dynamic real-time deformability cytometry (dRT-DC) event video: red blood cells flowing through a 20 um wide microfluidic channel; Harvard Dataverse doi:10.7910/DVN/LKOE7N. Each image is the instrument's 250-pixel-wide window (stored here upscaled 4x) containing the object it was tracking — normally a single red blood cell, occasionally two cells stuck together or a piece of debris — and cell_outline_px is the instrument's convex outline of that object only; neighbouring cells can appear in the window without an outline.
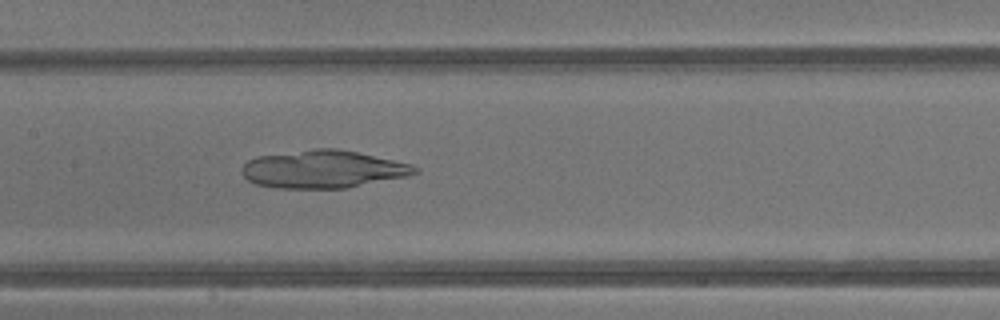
{"species": "common noctule bat (a hibernating species)", "species_latin": "Nyctalus noctula", "temperature_condition": "warm", "stored_images_in_passage": 40, "camera_frame_rate_fps": 3000, "um_per_image_px": 0.085, "animal": {"sex": "male", "body_mass_g": 13.3}, "frame": {"image": 1, "passage_image": 19, "time_ms": 6.0, "image_size_px": [1000, 320], "cell_outline_px": [[420, 172], [408, 176], [348, 188], [276, 188], [256, 184], [248, 180], [240, 172], [240, 168], [248, 160], [256, 156], [316, 148], [336, 148], [356, 152], [412, 164], [420, 168]], "centroid_in_image_um": [27.46, 14.38], "position_along_channel_um": 179.9, "area_um2": 38.26}}
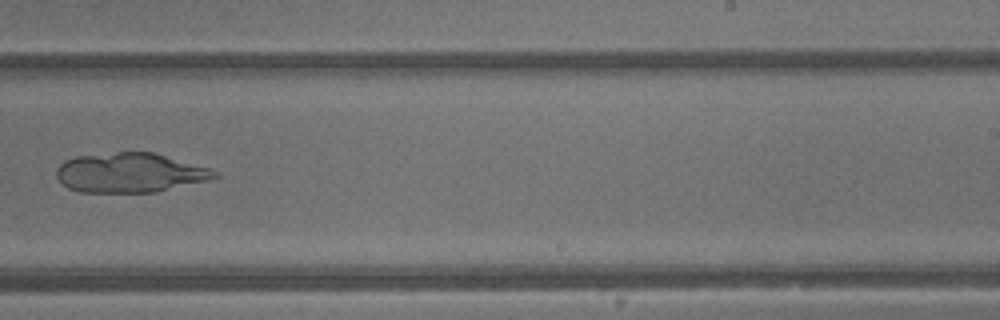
{"frame": {"image": 2, "passage_image": 25, "time_ms": 8.0, "image_size_px": [1000, 320], "cell_outline_px": [[220, 176], [208, 180], [156, 192], [80, 192], [68, 188], [56, 176], [56, 168], [64, 160], [76, 156], [120, 152], [152, 152], [208, 168], [220, 172]], "centroid_in_image_um": [11.03, 14.68], "position_along_channel_um": 278.0, "area_um2": 36.24}}
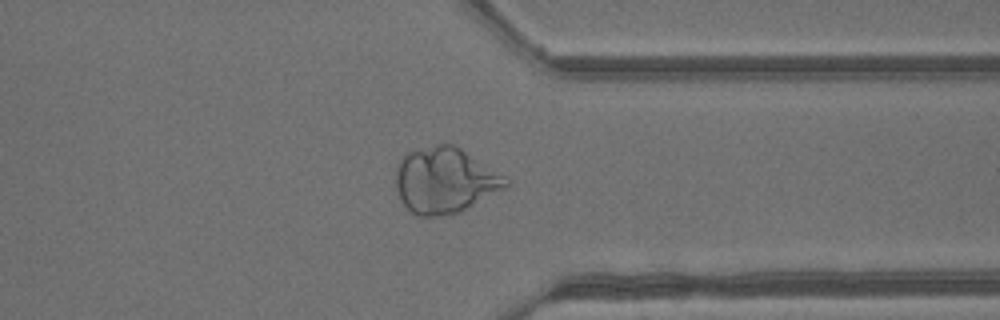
{"frame": {"image": 3, "passage_image": 31, "time_ms": 10.0, "image_size_px": [1000, 320], "cell_outline_px": [[512, 184], [508, 188], [460, 212], [444, 216], [420, 216], [412, 212], [404, 204], [396, 188], [396, 168], [404, 152], [436, 144], [452, 144], [460, 148], [504, 176]], "centroid_in_image_um": [37.83, 15.34], "position_along_channel_um": 373.6, "area_um2": 42.19}}